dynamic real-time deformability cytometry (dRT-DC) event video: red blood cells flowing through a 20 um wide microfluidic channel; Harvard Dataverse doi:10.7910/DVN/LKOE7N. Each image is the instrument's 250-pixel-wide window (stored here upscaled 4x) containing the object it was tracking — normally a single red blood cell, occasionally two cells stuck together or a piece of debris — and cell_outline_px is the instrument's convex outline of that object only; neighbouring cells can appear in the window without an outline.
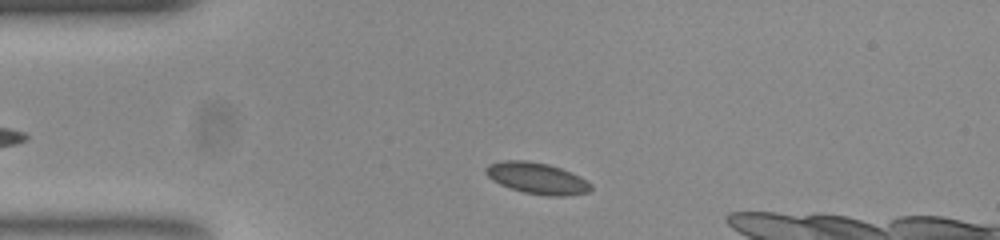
{"species": "common noctule bat (a hibernating species)", "species_latin": "Nyctalus noctula", "temperature_condition": "room temperature", "stored_images_in_passage": 33, "camera_frame_rate_fps": 3000, "um_per_image_px": 0.085, "animal": {"sex": "female", "body_mass_g": 23.0, "forearm_length_mm": 53.4}, "frame": {"image": 1, "passage_image": 4, "time_ms": 1.0, "image_size_px": [1000, 240], "cell_outline_px": [[592, 188], [588, 192], [564, 196], [548, 196], [524, 192], [500, 184], [492, 180], [484, 172], [484, 168], [488, 164], [504, 160], [524, 160], [548, 164], [560, 168], [592, 184]], "centroid_in_image_um": [45.59, 15.15], "position_along_channel_um": 39.4, "area_um2": 18.9}}
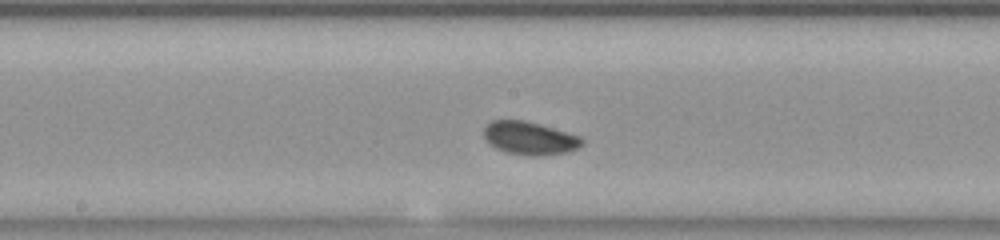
{"frame": {"image": 2, "passage_image": 19, "time_ms": 6.0, "image_size_px": [1000, 240], "cell_outline_px": [[584, 144], [568, 152], [536, 156], [532, 156], [508, 152], [496, 148], [484, 136], [484, 128], [492, 120], [524, 120], [540, 124], [580, 136], [584, 140]], "centroid_in_image_um": [45.05, 11.74], "position_along_channel_um": 203.1, "area_um2": 18.67}}
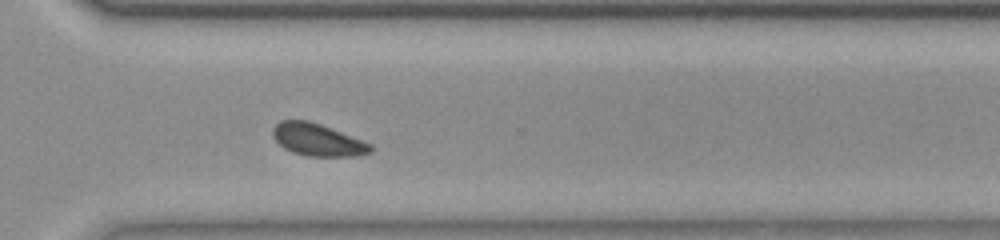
{"frame": {"image": 3, "passage_image": 30, "time_ms": 9.667, "image_size_px": [1000, 240], "cell_outline_px": [[372, 152], [356, 156], [308, 156], [292, 152], [284, 148], [272, 136], [272, 128], [280, 120], [308, 120], [320, 124], [364, 140], [372, 144]], "centroid_in_image_um": [27.0, 11.88], "position_along_channel_um": 343.6, "area_um2": 18.5}, "authors_computed_cell_mechanics": {"area_um2": 18.3804, "velocity_mm_per_s": 3.8294, "shape_relaxation_time_tau1_ms": null, "shape_relaxation_time_tau2_ms": 1.0724, "deformation_change_tau1": null, "deformation_change_tau2": 0.0496}}